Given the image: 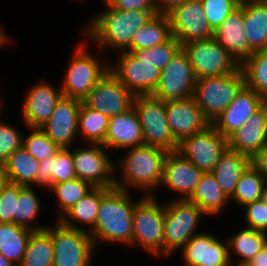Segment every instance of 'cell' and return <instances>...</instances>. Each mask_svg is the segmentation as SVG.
Instances as JSON below:
<instances>
[{
  "label": "cell",
  "instance_id": "6da1fadb",
  "mask_svg": "<svg viewBox=\"0 0 267 266\" xmlns=\"http://www.w3.org/2000/svg\"><path fill=\"white\" fill-rule=\"evenodd\" d=\"M129 193L117 187H101L98 215L94 228L89 232L95 246L101 241L132 246L133 214L137 201H132Z\"/></svg>",
  "mask_w": 267,
  "mask_h": 266
},
{
  "label": "cell",
  "instance_id": "7a4b0ae2",
  "mask_svg": "<svg viewBox=\"0 0 267 266\" xmlns=\"http://www.w3.org/2000/svg\"><path fill=\"white\" fill-rule=\"evenodd\" d=\"M106 10L93 17L84 28V35L100 48L127 51L134 33L158 14L157 11H126L110 7L104 0Z\"/></svg>",
  "mask_w": 267,
  "mask_h": 266
},
{
  "label": "cell",
  "instance_id": "3957f363",
  "mask_svg": "<svg viewBox=\"0 0 267 266\" xmlns=\"http://www.w3.org/2000/svg\"><path fill=\"white\" fill-rule=\"evenodd\" d=\"M129 150L120 164L123 182L116 177L115 187L126 191L133 187L142 190L145 196L152 195L151 192L161 186L168 151L146 144Z\"/></svg>",
  "mask_w": 267,
  "mask_h": 266
},
{
  "label": "cell",
  "instance_id": "277c9868",
  "mask_svg": "<svg viewBox=\"0 0 267 266\" xmlns=\"http://www.w3.org/2000/svg\"><path fill=\"white\" fill-rule=\"evenodd\" d=\"M246 86L243 70L197 79L194 98L212 124Z\"/></svg>",
  "mask_w": 267,
  "mask_h": 266
},
{
  "label": "cell",
  "instance_id": "5b68a950",
  "mask_svg": "<svg viewBox=\"0 0 267 266\" xmlns=\"http://www.w3.org/2000/svg\"><path fill=\"white\" fill-rule=\"evenodd\" d=\"M155 194L139 198L133 214V245L147 253L164 257L165 203L160 205Z\"/></svg>",
  "mask_w": 267,
  "mask_h": 266
},
{
  "label": "cell",
  "instance_id": "8992f818",
  "mask_svg": "<svg viewBox=\"0 0 267 266\" xmlns=\"http://www.w3.org/2000/svg\"><path fill=\"white\" fill-rule=\"evenodd\" d=\"M80 42L73 52L72 60L65 72L63 81L60 85L62 94L65 97L84 101L94 86L108 72V60L104 63L98 59L86 48V44Z\"/></svg>",
  "mask_w": 267,
  "mask_h": 266
},
{
  "label": "cell",
  "instance_id": "52a82bcc",
  "mask_svg": "<svg viewBox=\"0 0 267 266\" xmlns=\"http://www.w3.org/2000/svg\"><path fill=\"white\" fill-rule=\"evenodd\" d=\"M144 139V144L177 151L179 143L168 125L165 102L152 95H137L133 99Z\"/></svg>",
  "mask_w": 267,
  "mask_h": 266
},
{
  "label": "cell",
  "instance_id": "ba28073f",
  "mask_svg": "<svg viewBox=\"0 0 267 266\" xmlns=\"http://www.w3.org/2000/svg\"><path fill=\"white\" fill-rule=\"evenodd\" d=\"M202 215L197 205L188 200L172 199L165 203L164 256L168 257L181 249L195 235Z\"/></svg>",
  "mask_w": 267,
  "mask_h": 266
},
{
  "label": "cell",
  "instance_id": "9c48e42d",
  "mask_svg": "<svg viewBox=\"0 0 267 266\" xmlns=\"http://www.w3.org/2000/svg\"><path fill=\"white\" fill-rule=\"evenodd\" d=\"M53 241V266H91L95 244L87 231L62 224L47 226Z\"/></svg>",
  "mask_w": 267,
  "mask_h": 266
},
{
  "label": "cell",
  "instance_id": "30bf717a",
  "mask_svg": "<svg viewBox=\"0 0 267 266\" xmlns=\"http://www.w3.org/2000/svg\"><path fill=\"white\" fill-rule=\"evenodd\" d=\"M182 48L189 57L197 79L234 73L240 68L236 60L214 37L187 42Z\"/></svg>",
  "mask_w": 267,
  "mask_h": 266
},
{
  "label": "cell",
  "instance_id": "8fae6325",
  "mask_svg": "<svg viewBox=\"0 0 267 266\" xmlns=\"http://www.w3.org/2000/svg\"><path fill=\"white\" fill-rule=\"evenodd\" d=\"M197 77L186 52L181 48L161 70L160 80L151 94L163 100H182L194 97Z\"/></svg>",
  "mask_w": 267,
  "mask_h": 266
},
{
  "label": "cell",
  "instance_id": "7c38bea8",
  "mask_svg": "<svg viewBox=\"0 0 267 266\" xmlns=\"http://www.w3.org/2000/svg\"><path fill=\"white\" fill-rule=\"evenodd\" d=\"M106 149L102 144H89L72 149L76 177L88 181L94 187H115L113 175L117 167L115 169Z\"/></svg>",
  "mask_w": 267,
  "mask_h": 266
},
{
  "label": "cell",
  "instance_id": "4fadbf2b",
  "mask_svg": "<svg viewBox=\"0 0 267 266\" xmlns=\"http://www.w3.org/2000/svg\"><path fill=\"white\" fill-rule=\"evenodd\" d=\"M228 147L227 138L210 124L204 130L183 139L177 152L203 172H211Z\"/></svg>",
  "mask_w": 267,
  "mask_h": 266
},
{
  "label": "cell",
  "instance_id": "5bb4252c",
  "mask_svg": "<svg viewBox=\"0 0 267 266\" xmlns=\"http://www.w3.org/2000/svg\"><path fill=\"white\" fill-rule=\"evenodd\" d=\"M109 70L134 95H151L160 80L161 71L153 64L140 61L131 52L123 51Z\"/></svg>",
  "mask_w": 267,
  "mask_h": 266
},
{
  "label": "cell",
  "instance_id": "9a60e30c",
  "mask_svg": "<svg viewBox=\"0 0 267 266\" xmlns=\"http://www.w3.org/2000/svg\"><path fill=\"white\" fill-rule=\"evenodd\" d=\"M201 0H186L176 6L167 15L170 19L172 36L181 45L214 37Z\"/></svg>",
  "mask_w": 267,
  "mask_h": 266
},
{
  "label": "cell",
  "instance_id": "2e32d148",
  "mask_svg": "<svg viewBox=\"0 0 267 266\" xmlns=\"http://www.w3.org/2000/svg\"><path fill=\"white\" fill-rule=\"evenodd\" d=\"M134 95L110 71L99 80L84 103L111 118L133 107Z\"/></svg>",
  "mask_w": 267,
  "mask_h": 266
},
{
  "label": "cell",
  "instance_id": "e0dca14e",
  "mask_svg": "<svg viewBox=\"0 0 267 266\" xmlns=\"http://www.w3.org/2000/svg\"><path fill=\"white\" fill-rule=\"evenodd\" d=\"M82 101L62 96L41 129L61 148H70L78 135V115Z\"/></svg>",
  "mask_w": 267,
  "mask_h": 266
},
{
  "label": "cell",
  "instance_id": "ac0fdd59",
  "mask_svg": "<svg viewBox=\"0 0 267 266\" xmlns=\"http://www.w3.org/2000/svg\"><path fill=\"white\" fill-rule=\"evenodd\" d=\"M165 106L169 129L178 143L211 124L194 97L169 100L165 102Z\"/></svg>",
  "mask_w": 267,
  "mask_h": 266
},
{
  "label": "cell",
  "instance_id": "d6986e66",
  "mask_svg": "<svg viewBox=\"0 0 267 266\" xmlns=\"http://www.w3.org/2000/svg\"><path fill=\"white\" fill-rule=\"evenodd\" d=\"M184 266H229L228 241L207 232L193 236L182 248Z\"/></svg>",
  "mask_w": 267,
  "mask_h": 266
},
{
  "label": "cell",
  "instance_id": "ffe728a7",
  "mask_svg": "<svg viewBox=\"0 0 267 266\" xmlns=\"http://www.w3.org/2000/svg\"><path fill=\"white\" fill-rule=\"evenodd\" d=\"M203 173L179 152H168L161 185L179 194L177 199L187 200L195 191Z\"/></svg>",
  "mask_w": 267,
  "mask_h": 266
},
{
  "label": "cell",
  "instance_id": "44dd1931",
  "mask_svg": "<svg viewBox=\"0 0 267 266\" xmlns=\"http://www.w3.org/2000/svg\"><path fill=\"white\" fill-rule=\"evenodd\" d=\"M26 94L22 106L23 123L28 128H41L62 98V90L42 81L34 84Z\"/></svg>",
  "mask_w": 267,
  "mask_h": 266
},
{
  "label": "cell",
  "instance_id": "7402d4cb",
  "mask_svg": "<svg viewBox=\"0 0 267 266\" xmlns=\"http://www.w3.org/2000/svg\"><path fill=\"white\" fill-rule=\"evenodd\" d=\"M244 29V8L239 5L214 31V39L239 65L254 53Z\"/></svg>",
  "mask_w": 267,
  "mask_h": 266
},
{
  "label": "cell",
  "instance_id": "603a6c76",
  "mask_svg": "<svg viewBox=\"0 0 267 266\" xmlns=\"http://www.w3.org/2000/svg\"><path fill=\"white\" fill-rule=\"evenodd\" d=\"M261 99L259 94L245 86L212 125L219 133L228 138L260 108Z\"/></svg>",
  "mask_w": 267,
  "mask_h": 266
},
{
  "label": "cell",
  "instance_id": "cb8c5ba5",
  "mask_svg": "<svg viewBox=\"0 0 267 266\" xmlns=\"http://www.w3.org/2000/svg\"><path fill=\"white\" fill-rule=\"evenodd\" d=\"M230 149L252 158L267 145V123L260 107L228 138Z\"/></svg>",
  "mask_w": 267,
  "mask_h": 266
},
{
  "label": "cell",
  "instance_id": "d4e9b609",
  "mask_svg": "<svg viewBox=\"0 0 267 266\" xmlns=\"http://www.w3.org/2000/svg\"><path fill=\"white\" fill-rule=\"evenodd\" d=\"M144 144L140 121L132 107L125 113L115 115L109 119V125L103 146L122 150Z\"/></svg>",
  "mask_w": 267,
  "mask_h": 266
},
{
  "label": "cell",
  "instance_id": "484cf974",
  "mask_svg": "<svg viewBox=\"0 0 267 266\" xmlns=\"http://www.w3.org/2000/svg\"><path fill=\"white\" fill-rule=\"evenodd\" d=\"M250 164L249 156L228 147L211 171L229 199L235 192L239 178Z\"/></svg>",
  "mask_w": 267,
  "mask_h": 266
},
{
  "label": "cell",
  "instance_id": "4316f807",
  "mask_svg": "<svg viewBox=\"0 0 267 266\" xmlns=\"http://www.w3.org/2000/svg\"><path fill=\"white\" fill-rule=\"evenodd\" d=\"M72 147L61 148L57 155L44 159L38 168V185L51 188L54 184L73 180L76 177Z\"/></svg>",
  "mask_w": 267,
  "mask_h": 266
},
{
  "label": "cell",
  "instance_id": "83f0119b",
  "mask_svg": "<svg viewBox=\"0 0 267 266\" xmlns=\"http://www.w3.org/2000/svg\"><path fill=\"white\" fill-rule=\"evenodd\" d=\"M187 200L197 205L209 216L220 214L225 204L227 206V203L231 201L223 192L221 186L211 172H204L202 174L195 191Z\"/></svg>",
  "mask_w": 267,
  "mask_h": 266
},
{
  "label": "cell",
  "instance_id": "f1b7e54d",
  "mask_svg": "<svg viewBox=\"0 0 267 266\" xmlns=\"http://www.w3.org/2000/svg\"><path fill=\"white\" fill-rule=\"evenodd\" d=\"M240 5L244 8V30L250 48L254 52L267 49V5L262 0Z\"/></svg>",
  "mask_w": 267,
  "mask_h": 266
},
{
  "label": "cell",
  "instance_id": "f546056e",
  "mask_svg": "<svg viewBox=\"0 0 267 266\" xmlns=\"http://www.w3.org/2000/svg\"><path fill=\"white\" fill-rule=\"evenodd\" d=\"M101 203V187H95L88 195L72 206L61 218L57 219L65 226L87 231L94 228ZM79 223V224H78ZM83 226L88 225L89 230Z\"/></svg>",
  "mask_w": 267,
  "mask_h": 266
},
{
  "label": "cell",
  "instance_id": "4dcf8cb0",
  "mask_svg": "<svg viewBox=\"0 0 267 266\" xmlns=\"http://www.w3.org/2000/svg\"><path fill=\"white\" fill-rule=\"evenodd\" d=\"M40 162L26 149H16L3 163L9 183L31 186L38 185V168Z\"/></svg>",
  "mask_w": 267,
  "mask_h": 266
},
{
  "label": "cell",
  "instance_id": "1f68e13d",
  "mask_svg": "<svg viewBox=\"0 0 267 266\" xmlns=\"http://www.w3.org/2000/svg\"><path fill=\"white\" fill-rule=\"evenodd\" d=\"M172 37L170 19L167 14H156L134 33L128 52L149 49L167 42Z\"/></svg>",
  "mask_w": 267,
  "mask_h": 266
},
{
  "label": "cell",
  "instance_id": "d6a6232c",
  "mask_svg": "<svg viewBox=\"0 0 267 266\" xmlns=\"http://www.w3.org/2000/svg\"><path fill=\"white\" fill-rule=\"evenodd\" d=\"M32 230L15 223L0 222V253L18 266L25 254Z\"/></svg>",
  "mask_w": 267,
  "mask_h": 266
},
{
  "label": "cell",
  "instance_id": "836d02e7",
  "mask_svg": "<svg viewBox=\"0 0 267 266\" xmlns=\"http://www.w3.org/2000/svg\"><path fill=\"white\" fill-rule=\"evenodd\" d=\"M267 243V233L253 230L245 227L240 232L230 235L228 238V249L230 261L232 255H237L238 263H249V261L256 256Z\"/></svg>",
  "mask_w": 267,
  "mask_h": 266
},
{
  "label": "cell",
  "instance_id": "e575fe53",
  "mask_svg": "<svg viewBox=\"0 0 267 266\" xmlns=\"http://www.w3.org/2000/svg\"><path fill=\"white\" fill-rule=\"evenodd\" d=\"M54 249L51 233L47 230L33 231L25 254L18 266H53Z\"/></svg>",
  "mask_w": 267,
  "mask_h": 266
},
{
  "label": "cell",
  "instance_id": "d590c367",
  "mask_svg": "<svg viewBox=\"0 0 267 266\" xmlns=\"http://www.w3.org/2000/svg\"><path fill=\"white\" fill-rule=\"evenodd\" d=\"M109 117L88 107L83 101L78 115V132L89 144H104Z\"/></svg>",
  "mask_w": 267,
  "mask_h": 266
},
{
  "label": "cell",
  "instance_id": "8d00e7d4",
  "mask_svg": "<svg viewBox=\"0 0 267 266\" xmlns=\"http://www.w3.org/2000/svg\"><path fill=\"white\" fill-rule=\"evenodd\" d=\"M240 68L243 70L246 86L261 97L267 95V49L254 52Z\"/></svg>",
  "mask_w": 267,
  "mask_h": 266
},
{
  "label": "cell",
  "instance_id": "74e56055",
  "mask_svg": "<svg viewBox=\"0 0 267 266\" xmlns=\"http://www.w3.org/2000/svg\"><path fill=\"white\" fill-rule=\"evenodd\" d=\"M34 190L31 186L20 185V196L16 208V225L32 231L44 230L47 226L32 224V222L36 223L35 220L40 216L39 212L41 210L39 197Z\"/></svg>",
  "mask_w": 267,
  "mask_h": 266
},
{
  "label": "cell",
  "instance_id": "f35d334b",
  "mask_svg": "<svg viewBox=\"0 0 267 266\" xmlns=\"http://www.w3.org/2000/svg\"><path fill=\"white\" fill-rule=\"evenodd\" d=\"M95 187L88 181L75 178L70 181L54 184L50 189L58 199V216L61 218L72 206L88 195Z\"/></svg>",
  "mask_w": 267,
  "mask_h": 266
},
{
  "label": "cell",
  "instance_id": "ab89813d",
  "mask_svg": "<svg viewBox=\"0 0 267 266\" xmlns=\"http://www.w3.org/2000/svg\"><path fill=\"white\" fill-rule=\"evenodd\" d=\"M266 184V180L250 164L239 178L235 192L230 199L235 200L243 208L245 204L262 198Z\"/></svg>",
  "mask_w": 267,
  "mask_h": 266
},
{
  "label": "cell",
  "instance_id": "60d3db41",
  "mask_svg": "<svg viewBox=\"0 0 267 266\" xmlns=\"http://www.w3.org/2000/svg\"><path fill=\"white\" fill-rule=\"evenodd\" d=\"M181 48V43L172 36L165 43L149 49L133 50L131 53L140 61L149 62L161 71Z\"/></svg>",
  "mask_w": 267,
  "mask_h": 266
},
{
  "label": "cell",
  "instance_id": "b9f144b4",
  "mask_svg": "<svg viewBox=\"0 0 267 266\" xmlns=\"http://www.w3.org/2000/svg\"><path fill=\"white\" fill-rule=\"evenodd\" d=\"M31 134L23 135L22 147L39 162L57 155L61 147L55 144L41 128H29ZM27 137V138H26Z\"/></svg>",
  "mask_w": 267,
  "mask_h": 266
},
{
  "label": "cell",
  "instance_id": "7bdbcfd3",
  "mask_svg": "<svg viewBox=\"0 0 267 266\" xmlns=\"http://www.w3.org/2000/svg\"><path fill=\"white\" fill-rule=\"evenodd\" d=\"M204 14L215 31L226 18L240 5L235 0H201Z\"/></svg>",
  "mask_w": 267,
  "mask_h": 266
},
{
  "label": "cell",
  "instance_id": "ee69618b",
  "mask_svg": "<svg viewBox=\"0 0 267 266\" xmlns=\"http://www.w3.org/2000/svg\"><path fill=\"white\" fill-rule=\"evenodd\" d=\"M20 196V185L7 183L0 192V222L16 224V208Z\"/></svg>",
  "mask_w": 267,
  "mask_h": 266
},
{
  "label": "cell",
  "instance_id": "f6af8a7d",
  "mask_svg": "<svg viewBox=\"0 0 267 266\" xmlns=\"http://www.w3.org/2000/svg\"><path fill=\"white\" fill-rule=\"evenodd\" d=\"M9 124L0 120V165L23 143V134Z\"/></svg>",
  "mask_w": 267,
  "mask_h": 266
},
{
  "label": "cell",
  "instance_id": "bcb514c9",
  "mask_svg": "<svg viewBox=\"0 0 267 266\" xmlns=\"http://www.w3.org/2000/svg\"><path fill=\"white\" fill-rule=\"evenodd\" d=\"M245 209L246 227L267 233V205L260 199L247 203L243 206Z\"/></svg>",
  "mask_w": 267,
  "mask_h": 266
},
{
  "label": "cell",
  "instance_id": "7dc6e473",
  "mask_svg": "<svg viewBox=\"0 0 267 266\" xmlns=\"http://www.w3.org/2000/svg\"><path fill=\"white\" fill-rule=\"evenodd\" d=\"M110 7L126 11H157L155 0H104Z\"/></svg>",
  "mask_w": 267,
  "mask_h": 266
},
{
  "label": "cell",
  "instance_id": "c3c4849f",
  "mask_svg": "<svg viewBox=\"0 0 267 266\" xmlns=\"http://www.w3.org/2000/svg\"><path fill=\"white\" fill-rule=\"evenodd\" d=\"M251 165L260 173L267 183V145L251 158Z\"/></svg>",
  "mask_w": 267,
  "mask_h": 266
},
{
  "label": "cell",
  "instance_id": "681fc988",
  "mask_svg": "<svg viewBox=\"0 0 267 266\" xmlns=\"http://www.w3.org/2000/svg\"><path fill=\"white\" fill-rule=\"evenodd\" d=\"M186 0H155V8L158 14H168L176 6L182 4Z\"/></svg>",
  "mask_w": 267,
  "mask_h": 266
},
{
  "label": "cell",
  "instance_id": "f907efd6",
  "mask_svg": "<svg viewBox=\"0 0 267 266\" xmlns=\"http://www.w3.org/2000/svg\"><path fill=\"white\" fill-rule=\"evenodd\" d=\"M250 266H267V243L248 263Z\"/></svg>",
  "mask_w": 267,
  "mask_h": 266
},
{
  "label": "cell",
  "instance_id": "816d5d0a",
  "mask_svg": "<svg viewBox=\"0 0 267 266\" xmlns=\"http://www.w3.org/2000/svg\"><path fill=\"white\" fill-rule=\"evenodd\" d=\"M8 178L6 176L4 167L0 165V192L7 185Z\"/></svg>",
  "mask_w": 267,
  "mask_h": 266
},
{
  "label": "cell",
  "instance_id": "f5cc1de1",
  "mask_svg": "<svg viewBox=\"0 0 267 266\" xmlns=\"http://www.w3.org/2000/svg\"><path fill=\"white\" fill-rule=\"evenodd\" d=\"M6 33L3 32V29L0 26V49L4 47V45L7 44V42H9L8 40L10 38H8V36L6 37L5 35Z\"/></svg>",
  "mask_w": 267,
  "mask_h": 266
},
{
  "label": "cell",
  "instance_id": "db71d44e",
  "mask_svg": "<svg viewBox=\"0 0 267 266\" xmlns=\"http://www.w3.org/2000/svg\"><path fill=\"white\" fill-rule=\"evenodd\" d=\"M260 107L263 110V113H264V116H265V119H266V123H267V95L262 97Z\"/></svg>",
  "mask_w": 267,
  "mask_h": 266
},
{
  "label": "cell",
  "instance_id": "11a10c76",
  "mask_svg": "<svg viewBox=\"0 0 267 266\" xmlns=\"http://www.w3.org/2000/svg\"><path fill=\"white\" fill-rule=\"evenodd\" d=\"M0 266H16L8 259L4 258L2 254L0 253Z\"/></svg>",
  "mask_w": 267,
  "mask_h": 266
},
{
  "label": "cell",
  "instance_id": "9f6ffc18",
  "mask_svg": "<svg viewBox=\"0 0 267 266\" xmlns=\"http://www.w3.org/2000/svg\"><path fill=\"white\" fill-rule=\"evenodd\" d=\"M267 205V184L265 185L263 194H262V198H261Z\"/></svg>",
  "mask_w": 267,
  "mask_h": 266
},
{
  "label": "cell",
  "instance_id": "6f0895ef",
  "mask_svg": "<svg viewBox=\"0 0 267 266\" xmlns=\"http://www.w3.org/2000/svg\"><path fill=\"white\" fill-rule=\"evenodd\" d=\"M234 261H232L231 263H230V265L229 266H250L248 263H233ZM234 264H236V265H234Z\"/></svg>",
  "mask_w": 267,
  "mask_h": 266
},
{
  "label": "cell",
  "instance_id": "680465c9",
  "mask_svg": "<svg viewBox=\"0 0 267 266\" xmlns=\"http://www.w3.org/2000/svg\"><path fill=\"white\" fill-rule=\"evenodd\" d=\"M235 1L239 4H243V3H247V2L252 1V0H235Z\"/></svg>",
  "mask_w": 267,
  "mask_h": 266
},
{
  "label": "cell",
  "instance_id": "91938a15",
  "mask_svg": "<svg viewBox=\"0 0 267 266\" xmlns=\"http://www.w3.org/2000/svg\"><path fill=\"white\" fill-rule=\"evenodd\" d=\"M2 99L0 98V112H1V110L3 109V106H2ZM2 107V108H1Z\"/></svg>",
  "mask_w": 267,
  "mask_h": 266
}]
</instances>
